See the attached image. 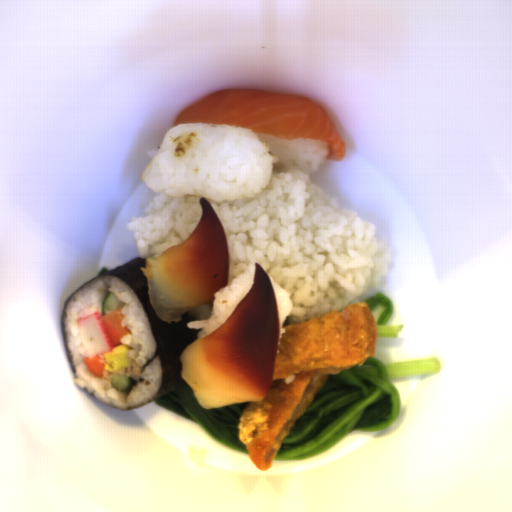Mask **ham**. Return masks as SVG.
Listing matches in <instances>:
<instances>
[{"label":"ham","instance_id":"37f43c06","mask_svg":"<svg viewBox=\"0 0 512 512\" xmlns=\"http://www.w3.org/2000/svg\"><path fill=\"white\" fill-rule=\"evenodd\" d=\"M128 360H129L128 367L120 368L119 370H117L114 373L116 375H120V376L131 377L135 381H139L140 373H141V368H140L139 364L130 358H128Z\"/></svg>","mask_w":512,"mask_h":512}]
</instances>
